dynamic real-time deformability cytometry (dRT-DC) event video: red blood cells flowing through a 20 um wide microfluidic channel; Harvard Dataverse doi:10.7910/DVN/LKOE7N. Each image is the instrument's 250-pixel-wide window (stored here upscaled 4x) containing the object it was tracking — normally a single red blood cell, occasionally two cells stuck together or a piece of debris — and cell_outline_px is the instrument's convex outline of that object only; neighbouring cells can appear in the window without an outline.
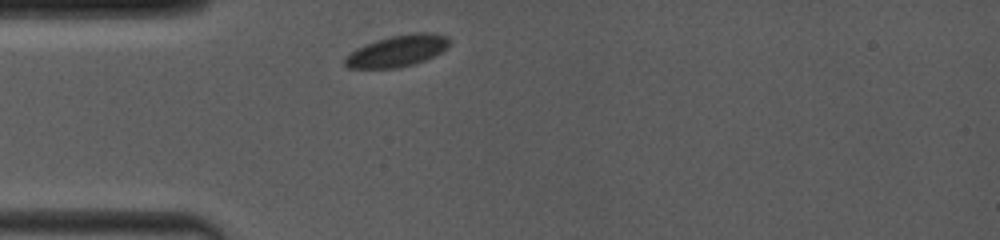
{"species": "common noctule bat (a hibernating species)", "species_latin": "Nyctalus noctula", "temperature_condition": "room temperature", "stored_images_in_passage": 1, "camera_frame_rate_fps": 4000, "um_per_image_px": 0.085, "animal": {"sex": "female", "body_mass_g": 19.0, "forearm_length_mm": 53.3}, "frame": {"image": 1, "passage_image": 1, "time_ms": 0.0, "image_size_px": [1000, 240], "cell_outline_px": [[448, 44], [440, 52], [424, 60], [412, 64], [396, 68], [348, 68], [344, 64], [344, 56], [356, 48], [376, 40], [392, 36], [416, 32], [432, 32], [448, 36]], "centroid_in_image_um": [33.72, 4.32], "position_along_channel_um": 51.3, "area_um2": 18.96}}